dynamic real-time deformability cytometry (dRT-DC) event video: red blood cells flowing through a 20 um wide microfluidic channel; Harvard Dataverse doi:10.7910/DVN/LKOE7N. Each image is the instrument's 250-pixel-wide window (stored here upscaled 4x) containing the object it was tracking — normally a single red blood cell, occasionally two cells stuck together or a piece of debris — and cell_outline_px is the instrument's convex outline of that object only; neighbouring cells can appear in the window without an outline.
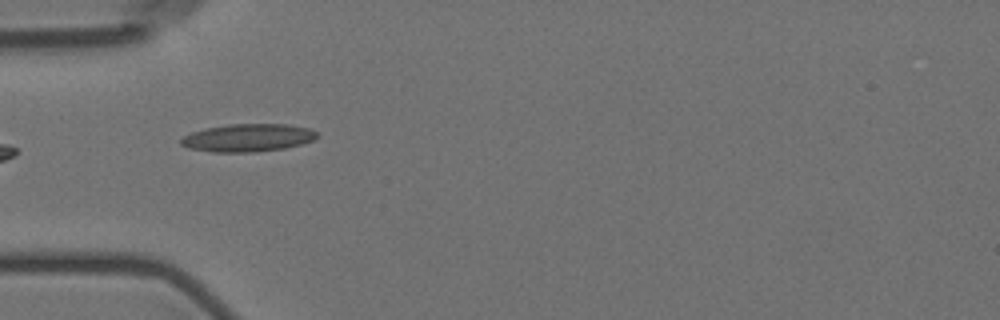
{"species": "Egyptian fruit bat (a non-hibernating species)", "species_latin": "Rousettus aegyptiacus", "temperature_condition": "room temperature", "stored_images_in_passage": 8, "camera_frame_rate_fps": 3000, "um_per_image_px": 0.085, "animal": {"sex": "female"}, "frame": {"image": 1, "passage_image": 4, "time_ms": 3.333, "image_size_px": [1000, 320], "cell_outline_px": [[320, 136], [316, 140], [284, 148], [256, 152], [212, 152], [188, 148], [180, 144], [180, 140], [184, 136], [192, 132], [204, 128], [228, 124], [288, 124], [308, 128], [316, 132]], "centroid_in_image_um": [21.08, 11.71], "position_along_channel_um": 63.9, "area_um2": 22.2}}
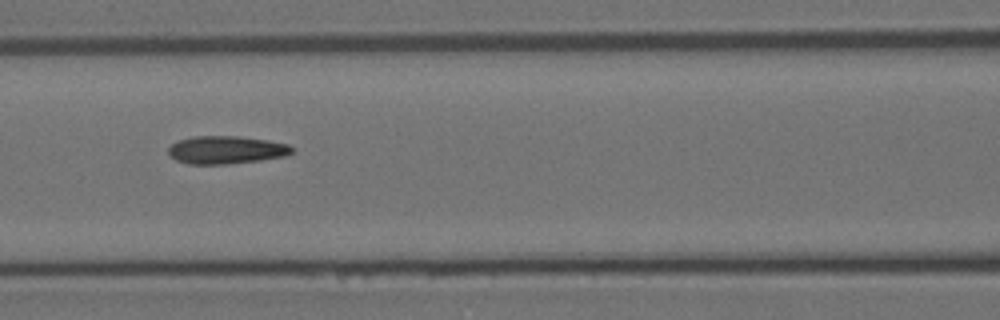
{"frame": {"image": 2, "passage_image": 6, "time_ms": 5.667, "image_size_px": [1000, 320], "cell_outline_px": [[292, 152], [284, 156], [260, 160], [228, 164], [188, 164], [176, 160], [168, 156], [168, 148], [172, 144], [180, 140], [192, 136], [240, 136], [268, 140], [288, 144], [292, 148]], "centroid_in_image_um": [19.19, 12.74], "position_along_channel_um": 147.4, "area_um2": 20.11}}
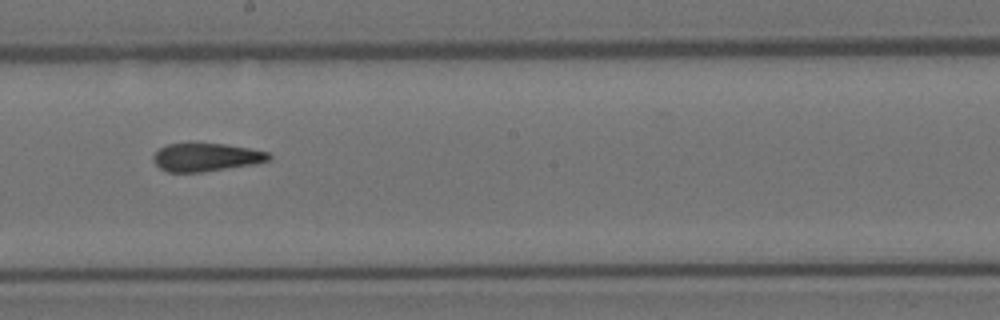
{"frame": {"image": 3, "passage_image": 8, "time_ms": 8.0, "image_size_px": [1000, 320], "cell_outline_px": [[272, 156], [268, 160], [256, 164], [204, 172], [168, 172], [160, 168], [152, 160], [152, 156], [160, 148], [168, 144], [188, 140], [196, 140], [224, 144], [248, 148], [268, 152]], "centroid_in_image_um": [17.47, 13.32], "position_along_channel_um": 230.7, "area_um2": 19.77}}